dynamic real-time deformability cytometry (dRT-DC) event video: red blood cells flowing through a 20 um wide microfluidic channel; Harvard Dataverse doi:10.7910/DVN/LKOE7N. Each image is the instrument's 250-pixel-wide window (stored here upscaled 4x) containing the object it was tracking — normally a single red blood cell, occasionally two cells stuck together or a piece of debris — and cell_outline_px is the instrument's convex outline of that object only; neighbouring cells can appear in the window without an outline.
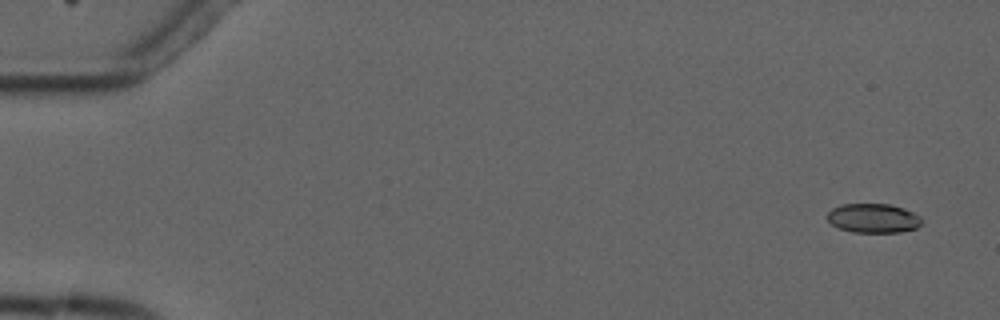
{"species": "common noctule bat (a hibernating species)", "species_latin": "Nyctalus noctula", "temperature_condition": "cold", "stored_images_in_passage": 5, "camera_frame_rate_fps": 3000, "um_per_image_px": 0.085, "animal": {"sex": "male", "forearm_length_mm": 52.5}, "frame": {"image": 1, "passage_image": 1, "time_ms": 0.0, "image_size_px": [1000, 320], "cell_outline_px": [[920, 224], [916, 228], [900, 232], [852, 232], [840, 228], [832, 224], [824, 216], [832, 208], [840, 204], [888, 204], [904, 208], [920, 216]], "centroid_in_image_um": [74.18, 18.54], "position_along_channel_um": 10.8, "area_um2": 16.07}}
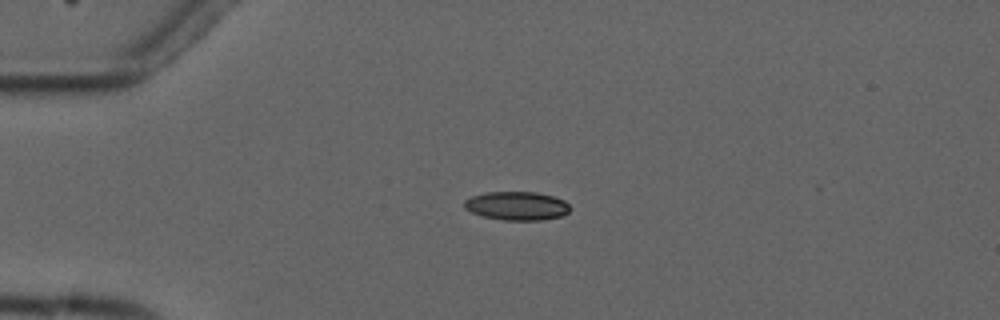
{"frame": {"image": 2, "passage_image": 4, "time_ms": 3.667, "image_size_px": [1000, 320], "cell_outline_px": [[572, 208], [564, 216], [544, 220], [504, 220], [484, 216], [472, 212], [464, 208], [464, 200], [472, 196], [484, 192], [536, 192], [552, 196], [564, 200]], "centroid_in_image_um": [43.96, 17.5], "position_along_channel_um": 41.0, "area_um2": 17.74}}